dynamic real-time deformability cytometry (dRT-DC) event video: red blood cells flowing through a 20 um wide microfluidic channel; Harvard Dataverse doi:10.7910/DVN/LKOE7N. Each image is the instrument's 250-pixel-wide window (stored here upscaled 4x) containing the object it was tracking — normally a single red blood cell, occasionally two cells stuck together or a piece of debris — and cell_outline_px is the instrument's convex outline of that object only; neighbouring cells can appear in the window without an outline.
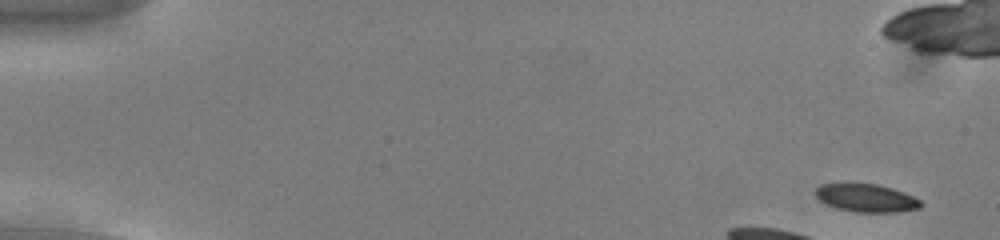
{"species": "common noctule bat (a hibernating species)", "species_latin": "Nyctalus noctula", "temperature_condition": "cold", "stored_images_in_passage": 16, "camera_frame_rate_fps": 3000, "um_per_image_px": 0.085, "animal": {"sex": "male", "body_mass_g": 13.0, "forearm_length_mm": 53.1}, "frame": {"image": 1, "passage_image": 3, "time_ms": 0.667, "image_size_px": [1000, 240], "cell_outline_px": [[924, 204], [920, 208], [896, 212], [856, 212], [840, 208], [828, 204], [820, 200], [816, 196], [816, 188], [824, 184], [876, 184], [892, 188], [904, 192], [920, 200]], "centroid_in_image_um": [73.7, 16.83], "position_along_channel_um": 11.3, "area_um2": 16.82}}